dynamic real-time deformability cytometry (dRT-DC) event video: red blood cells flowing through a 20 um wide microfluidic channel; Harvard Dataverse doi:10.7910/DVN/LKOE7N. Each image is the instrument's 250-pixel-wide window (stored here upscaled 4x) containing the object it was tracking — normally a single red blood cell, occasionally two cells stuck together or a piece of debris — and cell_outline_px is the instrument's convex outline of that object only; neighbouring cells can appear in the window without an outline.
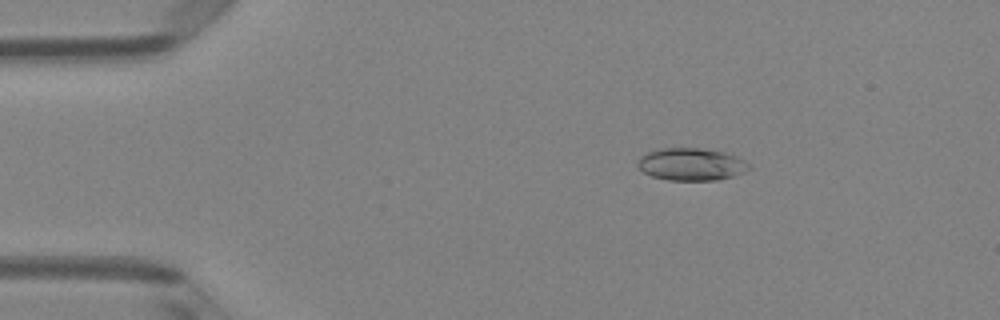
{"species": "Egyptian fruit bat (a non-hibernating species)", "species_latin": "Rousettus aegyptiacus", "temperature_condition": "room temperature", "stored_images_in_passage": 8, "camera_frame_rate_fps": 3000, "um_per_image_px": 0.085, "animal": {"sex": "female"}, "frame": {"image": 1, "passage_image": 3, "time_ms": 0.667, "image_size_px": [1000, 320], "cell_outline_px": [[748, 168], [744, 172], [732, 176], [716, 180], [668, 180], [652, 176], [644, 172], [636, 164], [640, 156], [648, 152], [660, 148], [700, 148], [724, 152], [736, 156], [744, 160], [748, 164]], "centroid_in_image_um": [58.72, 13.96], "position_along_channel_um": 26.3, "area_um2": 20.87}}
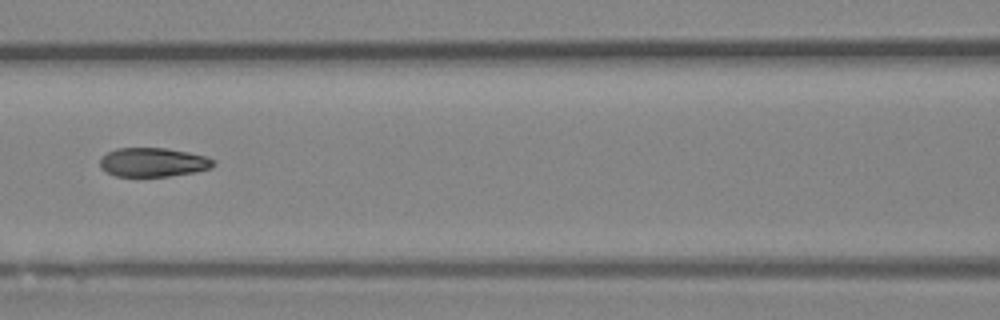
{"frame": {"image": 2, "passage_image": 7, "time_ms": 2.0, "image_size_px": [1000, 320], "cell_outline_px": [[216, 164], [212, 168], [196, 172], [168, 176], [116, 176], [100, 168], [100, 156], [116, 148], [164, 148], [188, 152], [208, 156], [216, 160]], "centroid_in_image_um": [13.05, 13.79], "position_along_channel_um": 153.5, "area_um2": 19.36}}
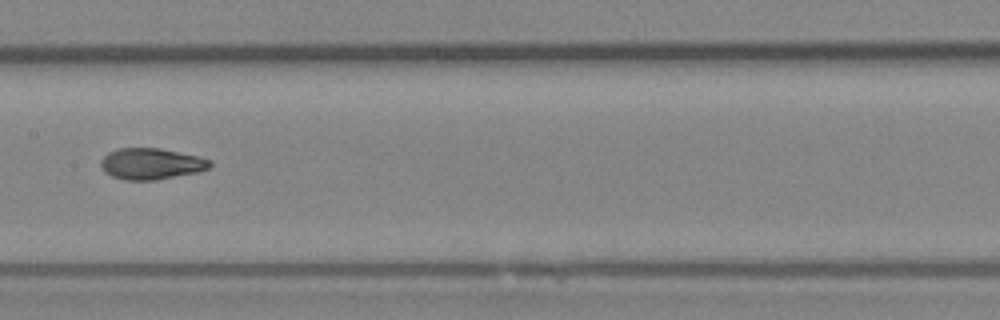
{"frame": {"image": 3, "passage_image": 8, "time_ms": 2.333, "image_size_px": [1000, 320], "cell_outline_px": [[212, 164], [208, 168], [200, 172], [156, 180], [124, 180], [112, 176], [104, 172], [100, 164], [100, 160], [108, 152], [116, 148], [160, 148], [196, 156], [212, 160]], "centroid_in_image_um": [12.83, 13.92], "position_along_channel_um": 194.6, "area_um2": 20.0}}